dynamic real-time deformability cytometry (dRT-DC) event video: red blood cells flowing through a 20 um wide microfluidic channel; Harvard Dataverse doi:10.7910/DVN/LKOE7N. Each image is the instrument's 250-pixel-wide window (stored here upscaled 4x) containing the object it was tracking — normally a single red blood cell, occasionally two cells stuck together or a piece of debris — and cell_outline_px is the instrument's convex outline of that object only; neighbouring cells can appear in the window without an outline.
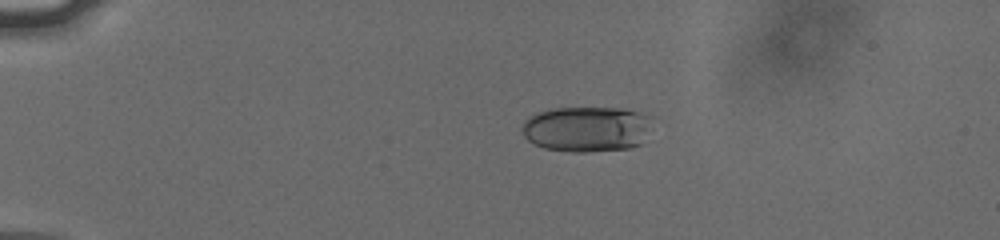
{"species": "human", "species_latin": "Homo sapiens", "temperature_condition": "cold", "stored_images_in_passage": 44, "camera_frame_rate_fps": 3000, "um_per_image_px": 0.085, "donor": {"sex": "male"}, "frame": {"image": 1, "passage_image": 1, "time_ms": 0.0, "image_size_px": [1000, 240], "cell_outline_px": [[652, 116], [644, 144], [632, 148], [584, 152], [568, 152], [544, 148], [528, 140], [524, 136], [520, 128], [524, 120], [540, 112], [556, 108], [624, 108]], "centroid_in_image_um": [49.9, 10.98], "position_along_channel_um": 35.1, "area_um2": 34.8}}
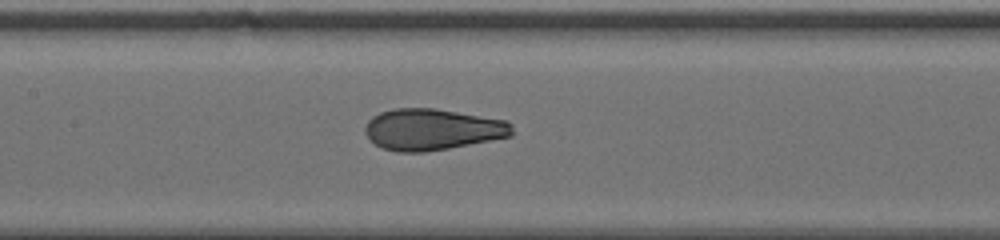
{"frame": {"image": 2, "passage_image": 17, "time_ms": 5.333, "image_size_px": [1000, 240], "cell_outline_px": [[512, 136], [448, 148], [424, 152], [396, 152], [384, 148], [376, 144], [364, 132], [364, 128], [368, 120], [372, 116], [380, 112], [392, 108], [436, 108], [508, 120], [512, 124]], "centroid_in_image_um": [36.75, 10.99], "position_along_channel_um": 170.6, "area_um2": 35.55}}
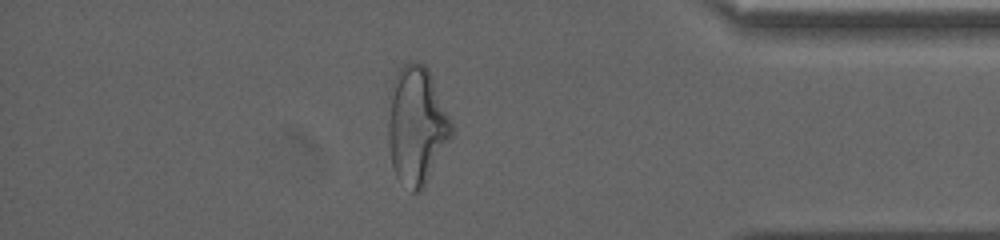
{"frame": {"image": 3, "passage_image": 37, "time_ms": 12.0, "image_size_px": [1000, 240], "cell_outline_px": [[452, 136], [424, 188], [420, 192], [412, 192], [396, 176], [392, 168], [388, 144], [388, 120], [392, 96], [396, 76], [400, 68], [408, 60], [412, 60], [424, 64], [428, 68], [452, 120]], "centroid_in_image_um": [35.44, 10.7], "position_along_channel_um": 399.8, "area_um2": 43.41}, "authors_computed_cell_mechanics": {"area_um2": 35.8071, "velocity_mm_per_s": 3.802, "shape_relaxation_time_tau1_ms": 6.4377, "shape_relaxation_time_tau2_ms": 0.9929, "deformation_change_tau1": 0.1948, "deformation_change_tau2": 0.0764}}